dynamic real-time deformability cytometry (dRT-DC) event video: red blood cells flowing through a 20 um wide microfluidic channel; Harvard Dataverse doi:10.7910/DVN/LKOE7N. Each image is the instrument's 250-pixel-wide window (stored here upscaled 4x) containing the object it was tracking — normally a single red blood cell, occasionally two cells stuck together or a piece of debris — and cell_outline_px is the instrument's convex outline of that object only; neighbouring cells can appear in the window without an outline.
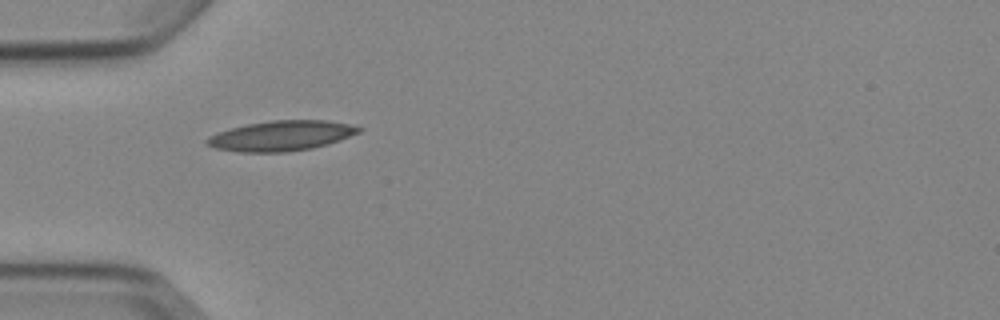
{"species": "Egyptian fruit bat (a non-hibernating species)", "species_latin": "Rousettus aegyptiacus", "temperature_condition": "cold", "stored_images_in_passage": 1, "camera_frame_rate_fps": 3000, "um_per_image_px": 0.085, "animal": {"sex": "female"}, "frame": {"image": 1, "passage_image": 1, "time_ms": 0.0, "image_size_px": [1000, 320], "cell_outline_px": [[364, 128], [360, 132], [340, 140], [328, 144], [312, 148], [284, 152], [240, 152], [216, 148], [204, 144], [204, 140], [208, 136], [232, 128], [248, 124], [272, 120], [328, 120], [348, 124]], "centroid_in_image_um": [23.91, 11.54], "position_along_channel_um": 61.1, "area_um2": 26.59}}